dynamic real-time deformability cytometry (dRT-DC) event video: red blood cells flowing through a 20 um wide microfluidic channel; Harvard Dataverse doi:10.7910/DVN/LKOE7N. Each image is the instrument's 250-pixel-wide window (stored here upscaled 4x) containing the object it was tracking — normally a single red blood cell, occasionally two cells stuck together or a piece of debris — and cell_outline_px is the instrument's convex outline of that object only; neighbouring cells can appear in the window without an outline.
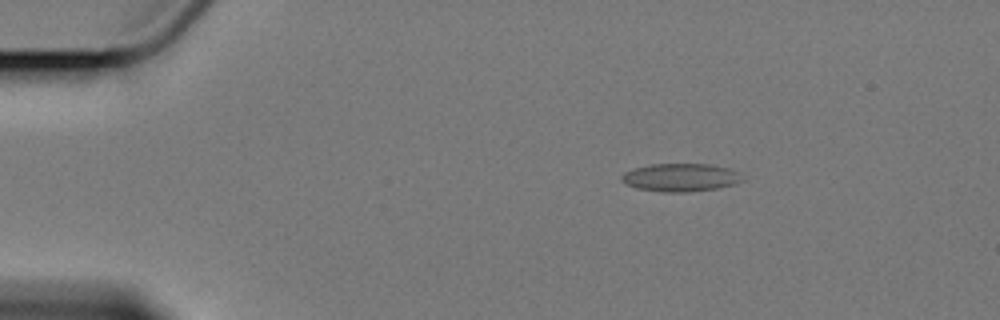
{"species": "Egyptian fruit bat (a non-hibernating species)", "species_latin": "Rousettus aegyptiacus", "temperature_condition": "cold", "stored_images_in_passage": 5, "camera_frame_rate_fps": 3000, "um_per_image_px": 0.085, "animal": {"sex": "female"}, "frame": {"image": 1, "passage_image": 3, "time_ms": 2.333, "image_size_px": [1000, 320], "cell_outline_px": [[744, 180], [736, 184], [716, 188], [688, 192], [664, 192], [636, 188], [624, 184], [620, 180], [620, 176], [624, 172], [636, 168], [652, 164], [708, 164], [728, 168], [744, 176]], "centroid_in_image_um": [57.83, 15.09], "position_along_channel_um": 27.2, "area_um2": 19.77}}